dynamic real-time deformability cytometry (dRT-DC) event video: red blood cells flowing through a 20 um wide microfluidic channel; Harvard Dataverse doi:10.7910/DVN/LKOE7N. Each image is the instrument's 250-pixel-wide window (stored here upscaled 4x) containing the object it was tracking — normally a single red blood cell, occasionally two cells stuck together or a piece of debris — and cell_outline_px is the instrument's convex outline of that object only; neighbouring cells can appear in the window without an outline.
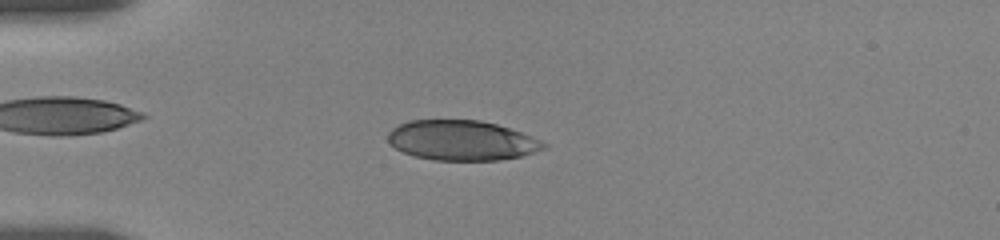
{"species": "human", "species_latin": "Homo sapiens", "temperature_condition": "room temperature", "stored_images_in_passage": 31, "camera_frame_rate_fps": 3000, "um_per_image_px": 0.085, "donor": {"sex": "female"}, "frame": {"image": 1, "passage_image": 17, "time_ms": 4.0, "image_size_px": [1000, 240], "cell_outline_px": [[548, 148], [536, 152], [520, 156], [496, 160], [432, 160], [412, 156], [396, 148], [388, 140], [388, 132], [392, 128], [408, 120], [480, 120], [496, 124], [532, 136], [548, 144]], "centroid_in_image_um": [39.26, 11.94], "position_along_channel_um": 45.7, "area_um2": 36.3}}
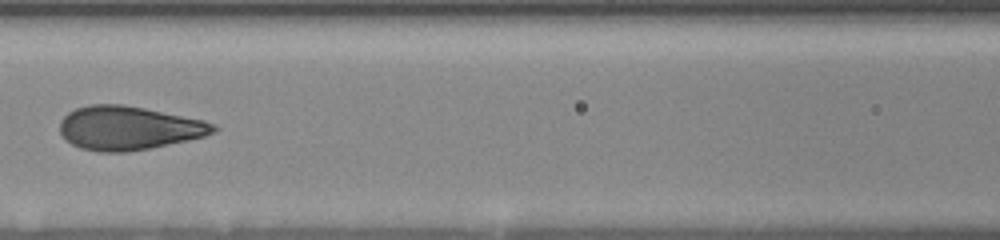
{"frame": {"image": 2, "passage_image": 27, "time_ms": 7.667, "image_size_px": [1000, 240], "cell_outline_px": [[220, 128], [216, 132], [204, 136], [188, 140], [128, 152], [100, 152], [80, 148], [64, 140], [60, 132], [60, 120], [68, 112], [76, 108], [88, 104], [120, 104], [144, 108], [204, 120], [216, 124]], "centroid_in_image_um": [10.92, 10.88], "position_along_channel_um": 155.7, "area_um2": 39.3}}
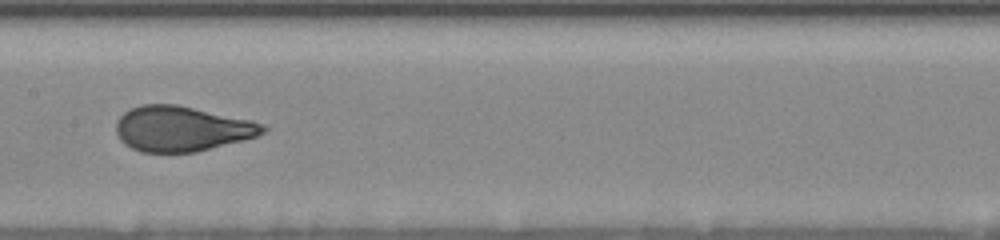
{"frame": {"image": 3, "passage_image": 30, "time_ms": 8.667, "image_size_px": [1000, 240], "cell_outline_px": [[268, 128], [264, 132], [256, 136], [244, 140], [196, 152], [140, 152], [124, 144], [120, 140], [116, 132], [116, 120], [124, 112], [132, 108], [144, 104], [176, 104], [252, 120], [264, 124]], "centroid_in_image_um": [15.44, 10.94], "position_along_channel_um": 192.0, "area_um2": 38.73}}